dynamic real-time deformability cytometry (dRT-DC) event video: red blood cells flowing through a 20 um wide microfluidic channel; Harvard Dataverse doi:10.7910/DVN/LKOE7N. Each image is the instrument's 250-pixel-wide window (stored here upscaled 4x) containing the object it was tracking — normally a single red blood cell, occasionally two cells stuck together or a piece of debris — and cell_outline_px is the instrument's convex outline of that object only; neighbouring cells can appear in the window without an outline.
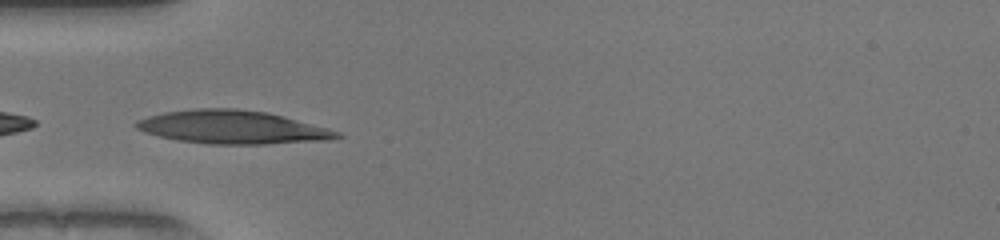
{"species": "human", "species_latin": "Homo sapiens", "temperature_condition": "warm", "stored_images_in_passage": 35, "camera_frame_rate_fps": 3000, "um_per_image_px": 0.085, "donor": {"sex": "female"}, "frame": {"image": 1, "passage_image": 1, "time_ms": 0.0, "image_size_px": [1000, 240], "cell_outline_px": [[344, 136], [328, 140], [264, 144], [208, 144], [176, 140], [144, 132], [136, 128], [132, 124], [136, 120], [148, 116], [164, 112], [196, 108], [236, 108], [268, 112], [328, 128], [340, 132]], "centroid_in_image_um": [19.73, 10.81], "position_along_channel_um": 65.3, "area_um2": 39.13}}
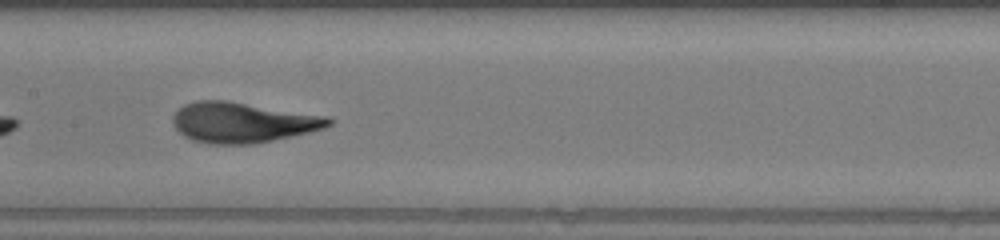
{"frame": {"image": 2, "passage_image": 10, "time_ms": 3.0, "image_size_px": [1000, 240], "cell_outline_px": [[332, 124], [324, 128], [308, 132], [272, 140], [252, 144], [212, 144], [192, 140], [184, 136], [176, 128], [172, 120], [172, 116], [184, 104], [196, 100], [228, 100], [328, 116], [332, 120]], "centroid_in_image_um": [20.61, 10.39], "position_along_channel_um": 186.8, "area_um2": 36.59}}
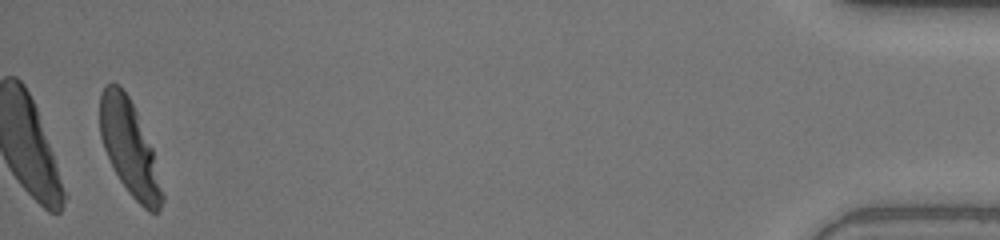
{"frame": {"image": 3, "passage_image": 34, "time_ms": 11.0, "image_size_px": [1000, 240], "cell_outline_px": [[164, 200], [160, 208], [156, 212], [148, 212], [128, 192], [120, 180], [104, 148], [100, 136], [100, 92], [108, 84], [120, 84], [128, 96], [136, 112], [152, 148], [164, 196]], "centroid_in_image_um": [11.0, 12.58], "position_along_channel_um": 424.2, "area_um2": 33.7}, "authors_computed_cell_mechanics": {"area_um2": 35.547, "velocity_mm_per_s": 4.0796, "shape_relaxation_time_tau1_ms": 3.3988, "shape_relaxation_time_tau2_ms": null, "deformation_change_tau1": 0.2263, "deformation_change_tau2": null}}